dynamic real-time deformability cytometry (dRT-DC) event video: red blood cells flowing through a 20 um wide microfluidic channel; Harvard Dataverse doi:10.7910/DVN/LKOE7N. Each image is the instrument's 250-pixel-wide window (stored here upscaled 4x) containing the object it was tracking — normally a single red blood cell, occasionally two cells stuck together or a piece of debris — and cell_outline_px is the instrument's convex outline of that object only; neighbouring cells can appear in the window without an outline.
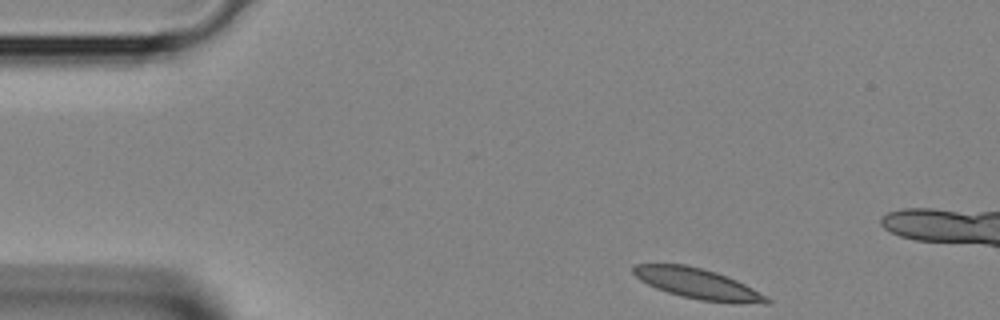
{"species": "Egyptian fruit bat (a non-hibernating species)", "species_latin": "Rousettus aegyptiacus", "temperature_condition": "room temperature", "stored_images_in_passage": 7, "camera_frame_rate_fps": 3000, "um_per_image_px": 0.085, "animal": {"sex": "female"}, "frame": {"image": 1, "passage_image": 1, "time_ms": 0.0, "image_size_px": [1000, 320], "cell_outline_px": [[772, 304], [736, 304], [700, 300], [680, 296], [656, 288], [640, 280], [632, 272], [632, 268], [636, 264], [684, 264], [716, 272], [728, 276], [768, 296], [772, 300]], "centroid_in_image_um": [59.38, 24.14], "position_along_channel_um": 25.6, "area_um2": 23.87}}